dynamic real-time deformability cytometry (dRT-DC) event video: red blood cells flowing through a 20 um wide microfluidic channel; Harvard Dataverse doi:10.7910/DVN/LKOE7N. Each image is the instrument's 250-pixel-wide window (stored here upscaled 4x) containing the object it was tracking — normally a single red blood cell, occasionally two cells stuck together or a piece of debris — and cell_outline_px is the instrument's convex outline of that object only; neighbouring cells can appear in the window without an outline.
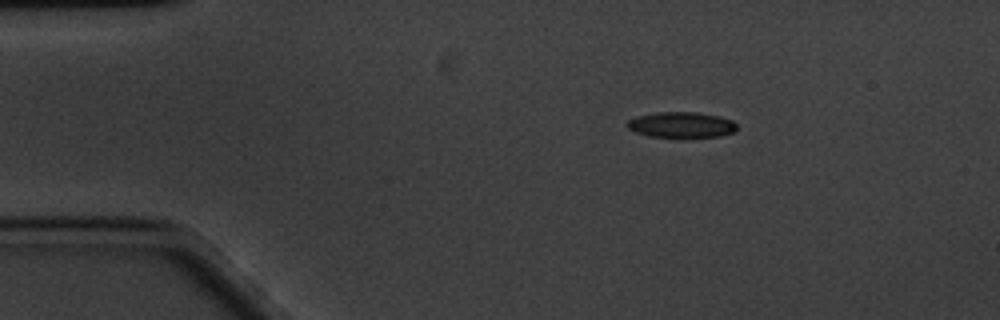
{"species": "common noctule bat (a hibernating species)", "species_latin": "Nyctalus noctula", "temperature_condition": "cold", "stored_images_in_passage": 52, "camera_frame_rate_fps": 3000, "um_per_image_px": 0.085, "animal": {"sex": "male", "body_mass_g": 20.1, "forearm_length_mm": 53.5}, "frame": {"image": 1, "passage_image": 1, "time_ms": 0.0, "image_size_px": [1000, 320], "cell_outline_px": [[736, 132], [720, 136], [648, 136], [636, 132], [628, 128], [624, 124], [628, 120], [636, 116], [656, 112], [696, 112], [720, 116], [732, 120], [736, 124]], "centroid_in_image_um": [57.9, 10.59], "position_along_channel_um": 27.1, "area_um2": 16.3}}
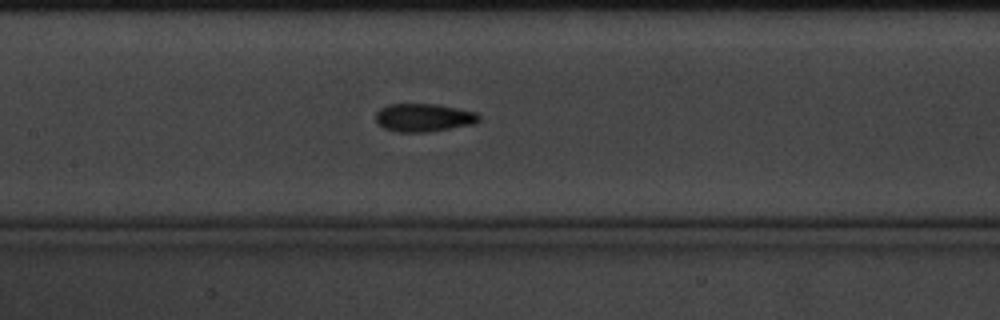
{"frame": {"image": 2, "passage_image": 19, "time_ms": 6.0, "image_size_px": [1000, 320], "cell_outline_px": [[480, 120], [472, 124], [428, 132], [396, 132], [384, 128], [376, 120], [376, 112], [380, 108], [388, 104], [440, 104], [476, 112], [480, 116]], "centroid_in_image_um": [36.01, 9.99], "position_along_channel_um": 171.4, "area_um2": 16.94}}
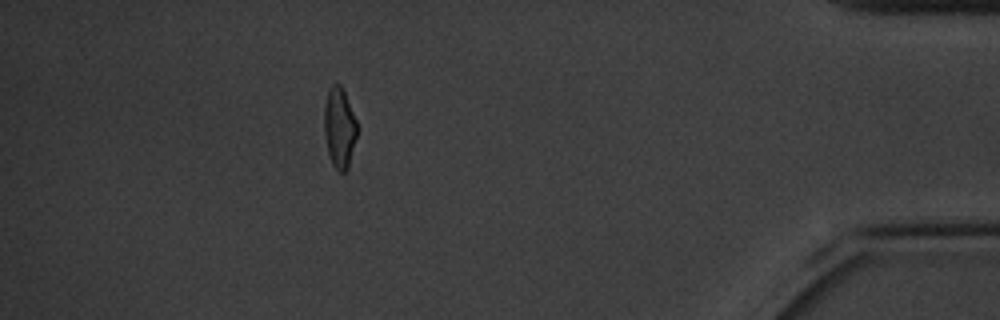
{"frame": {"image": 3, "passage_image": 45, "time_ms": 14.667, "image_size_px": [1000, 320], "cell_outline_px": [[356, 136], [348, 168], [344, 172], [340, 172], [332, 164], [328, 152], [324, 132], [324, 108], [328, 88], [336, 80], [340, 84], [344, 92], [356, 120]], "centroid_in_image_um": [28.82, 10.81], "position_along_channel_um": 406.4, "area_um2": 15.26}, "authors_computed_cell_mechanics": {"area_um2": 16.2707, "velocity_mm_per_s": 3.2978, "shape_relaxation_time_tau1_ms": 5.3471, "shape_relaxation_time_tau2_ms": 2.8104, "deformation_change_tau1": 0.136, "deformation_change_tau2": 0.1048}}